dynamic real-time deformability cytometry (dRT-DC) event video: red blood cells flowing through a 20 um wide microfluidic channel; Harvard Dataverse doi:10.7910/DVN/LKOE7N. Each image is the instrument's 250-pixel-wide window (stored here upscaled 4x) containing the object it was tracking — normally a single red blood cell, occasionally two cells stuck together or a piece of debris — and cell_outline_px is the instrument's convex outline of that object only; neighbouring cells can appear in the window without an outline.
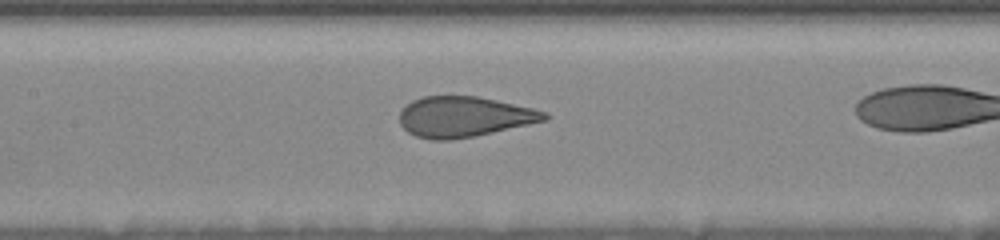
{"species": "human", "species_latin": "Homo sapiens", "temperature_condition": "room temperature", "stored_images_in_passage": 25, "camera_frame_rate_fps": 3000, "um_per_image_px": 0.085, "donor": {"sex": "female"}, "frame": {"image": 1, "passage_image": 11, "time_ms": 4.0, "image_size_px": [1000, 240], "cell_outline_px": [[552, 116], [548, 120], [492, 132], [472, 136], [448, 140], [432, 140], [416, 136], [408, 132], [400, 124], [400, 112], [412, 100], [424, 96], [476, 96], [496, 100], [532, 108], [548, 112]], "centroid_in_image_um": [39.47, 9.92], "position_along_channel_um": 167.9, "area_um2": 33.99}}
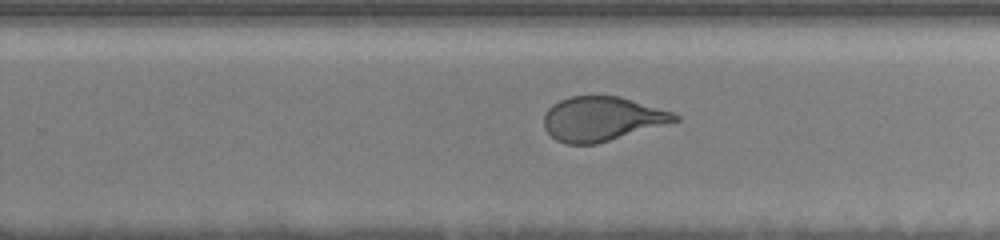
{"frame": {"image": 2, "passage_image": 18, "time_ms": 7.0, "image_size_px": [1000, 240], "cell_outline_px": [[680, 120], [596, 144], [564, 144], [556, 140], [544, 128], [544, 116], [548, 108], [552, 104], [560, 100], [572, 96], [620, 96], [672, 112], [680, 116]], "centroid_in_image_um": [51.14, 10.1], "position_along_channel_um": 278.7, "area_um2": 33.58}}